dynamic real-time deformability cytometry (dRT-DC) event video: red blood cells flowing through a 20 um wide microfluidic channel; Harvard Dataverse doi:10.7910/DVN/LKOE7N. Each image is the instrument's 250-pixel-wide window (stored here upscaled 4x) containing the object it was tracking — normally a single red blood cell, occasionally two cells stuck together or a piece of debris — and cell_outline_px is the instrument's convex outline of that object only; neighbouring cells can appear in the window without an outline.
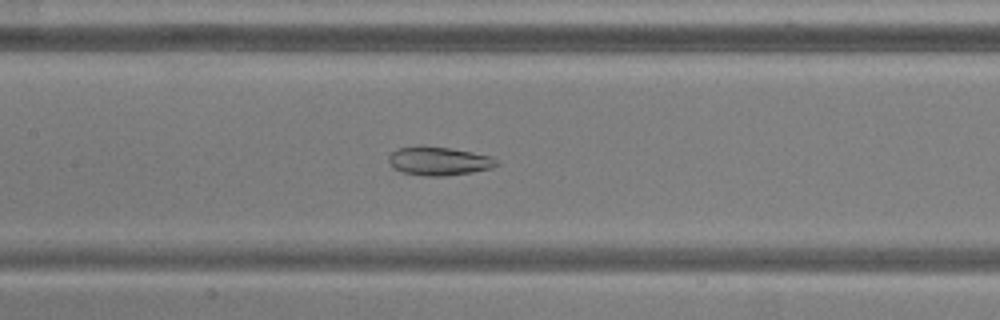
{"species": "common noctule bat (a hibernating species)", "species_latin": "Nyctalus noctula", "temperature_condition": "warm", "stored_images_in_passage": 51, "camera_frame_rate_fps": 3000, "um_per_image_px": 0.085, "animal": {"sex": "male", "body_mass_g": 20.5, "forearm_length_mm": 52.5}, "frame": {"image": 1, "passage_image": 23, "time_ms": 7.333, "image_size_px": [1000, 320], "cell_outline_px": [[500, 164], [492, 168], [472, 172], [444, 176], [424, 176], [404, 172], [392, 168], [388, 160], [388, 156], [396, 148], [416, 144], [420, 144], [448, 148], [472, 152], [492, 156], [500, 160]], "centroid_in_image_um": [37.29, 13.67], "position_along_channel_um": 170.1, "area_um2": 18.44}}
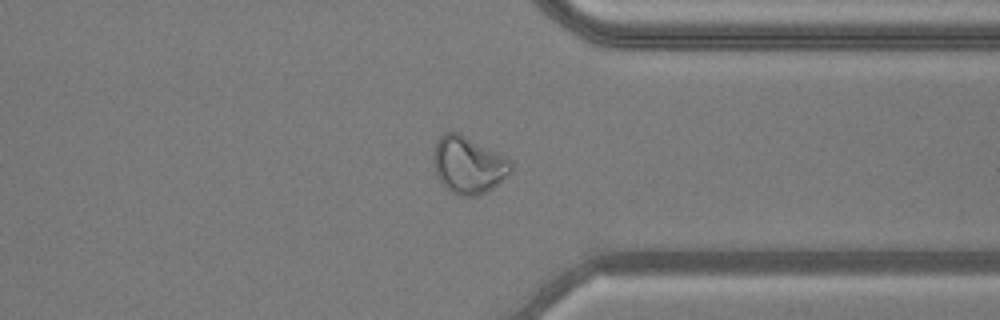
{"frame": {"image": 2, "passage_image": 39, "time_ms": 12.667, "image_size_px": [1000, 320], "cell_outline_px": [[512, 172], [492, 188], [476, 196], [460, 196], [448, 192], [436, 176], [432, 164], [432, 152], [436, 140], [444, 132], [460, 132], [504, 156], [512, 164]], "centroid_in_image_um": [39.74, 14.02], "position_along_channel_um": 371.7, "area_um2": 26.18}}
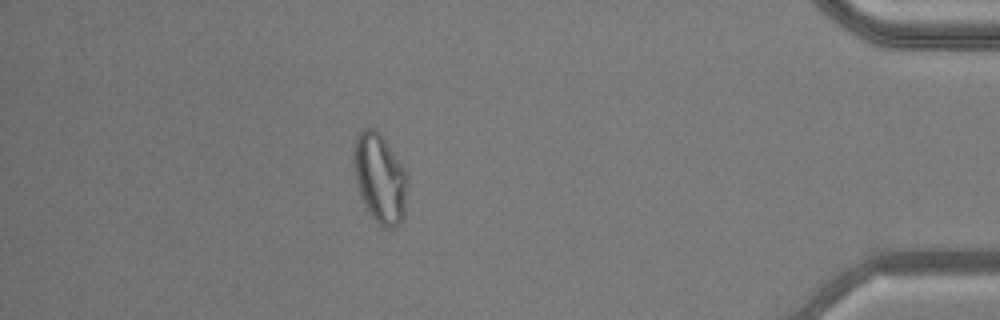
{"frame": {"image": 3, "passage_image": 45, "time_ms": 14.667, "image_size_px": [1000, 320], "cell_outline_px": [[408, 176], [404, 216], [400, 224], [396, 228], [384, 228], [372, 216], [360, 196], [352, 164], [352, 148], [356, 136], [360, 128], [372, 128], [380, 132], [404, 168]], "centroid_in_image_um": [32.27, 15.11], "position_along_channel_um": 402.9, "area_um2": 28.32}, "authors_computed_cell_mechanics": {"area_um2": 25.3742, "velocity_mm_per_s": 3.8539, "shape_relaxation_time_tau1_ms": null, "shape_relaxation_time_tau2_ms": 1.7338, "deformation_change_tau1": null, "deformation_change_tau2": 0.0833}}